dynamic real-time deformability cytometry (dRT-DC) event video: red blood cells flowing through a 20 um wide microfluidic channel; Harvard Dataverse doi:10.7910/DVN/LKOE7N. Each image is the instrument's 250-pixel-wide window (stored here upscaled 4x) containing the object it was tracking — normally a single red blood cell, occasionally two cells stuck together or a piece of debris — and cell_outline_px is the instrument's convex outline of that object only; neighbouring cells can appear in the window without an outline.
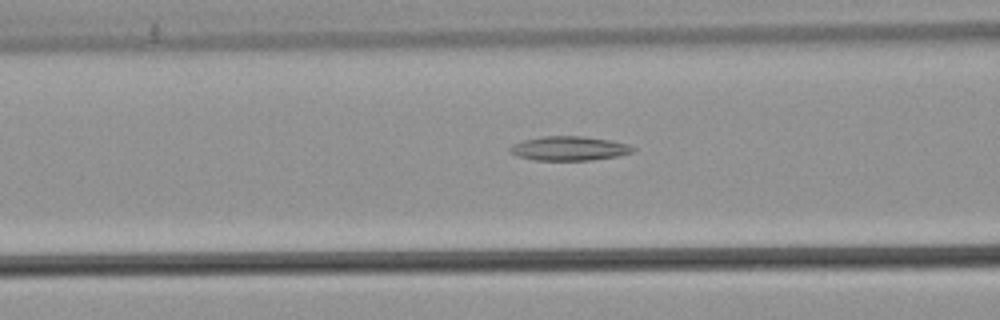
{"species": "common noctule bat (a hibernating species)", "species_latin": "Nyctalus noctula", "temperature_condition": "warm", "stored_images_in_passage": 28, "camera_frame_rate_fps": 3000, "um_per_image_px": 0.085, "animal": {"sex": "male", "body_mass_g": 21.5, "forearm_length_mm": 52.0}, "frame": {"image": 1, "passage_image": 7, "time_ms": 2.0, "image_size_px": [1000, 320], "cell_outline_px": [[636, 152], [616, 156], [592, 160], [532, 160], [516, 156], [508, 152], [508, 148], [512, 144], [524, 140], [544, 136], [584, 136], [612, 140], [628, 144], [636, 148]], "centroid_in_image_um": [48.38, 12.61], "position_along_channel_um": 118.2, "area_um2": 17.63}}
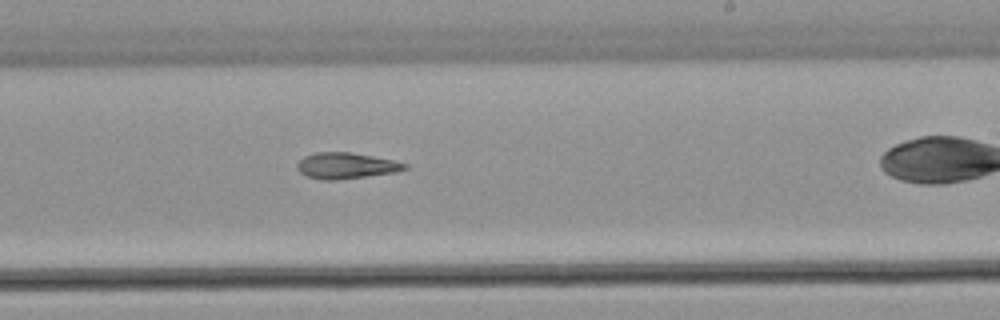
{"frame": {"image": 2, "passage_image": 18, "time_ms": 5.667, "image_size_px": [1000, 320], "cell_outline_px": [[408, 168], [396, 172], [336, 180], [324, 180], [308, 176], [300, 172], [296, 168], [296, 164], [304, 156], [316, 152], [352, 152], [392, 160], [408, 164]], "centroid_in_image_um": [29.4, 14.08], "position_along_channel_um": 259.6, "area_um2": 16.24}}
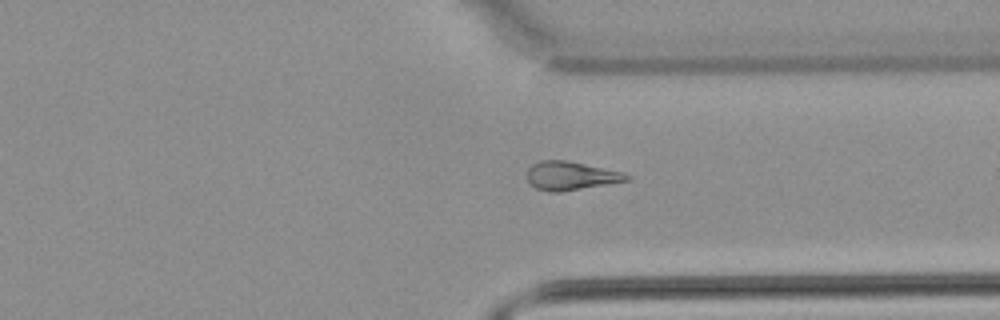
{"frame": {"image": 3, "passage_image": 26, "time_ms": 8.333, "image_size_px": [1000, 320], "cell_outline_px": [[632, 180], [560, 192], [548, 192], [536, 188], [528, 180], [528, 168], [532, 164], [540, 160], [568, 160], [624, 172], [632, 176]], "centroid_in_image_um": [48.57, 14.93], "position_along_channel_um": 362.8, "area_um2": 16.76}}